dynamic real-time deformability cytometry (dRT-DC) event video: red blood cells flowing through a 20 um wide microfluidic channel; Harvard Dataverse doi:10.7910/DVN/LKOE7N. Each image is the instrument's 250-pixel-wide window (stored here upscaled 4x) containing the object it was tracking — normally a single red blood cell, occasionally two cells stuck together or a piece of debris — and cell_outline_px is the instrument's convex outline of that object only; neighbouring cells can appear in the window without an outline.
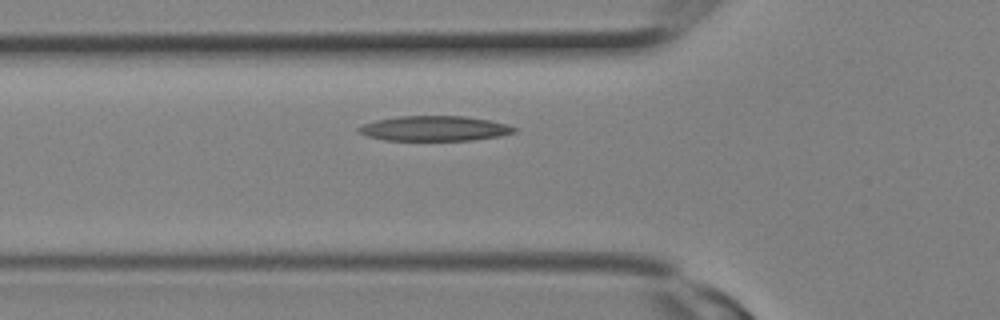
{"species": "Egyptian fruit bat (a non-hibernating species)", "species_latin": "Rousettus aegyptiacus", "temperature_condition": "room temperature", "stored_images_in_passage": 4, "camera_frame_rate_fps": 3000, "um_per_image_px": 0.085, "animal": {"sex": "female"}, "frame": {"image": 1, "passage_image": 2, "time_ms": 0.333, "image_size_px": [1000, 320], "cell_outline_px": [[516, 132], [500, 136], [472, 140], [384, 140], [368, 136], [356, 132], [356, 128], [364, 124], [376, 120], [400, 116], [464, 116], [488, 120], [508, 124], [516, 128]], "centroid_in_image_um": [36.92, 10.92], "position_along_channel_um": 88.9, "area_um2": 22.66}}
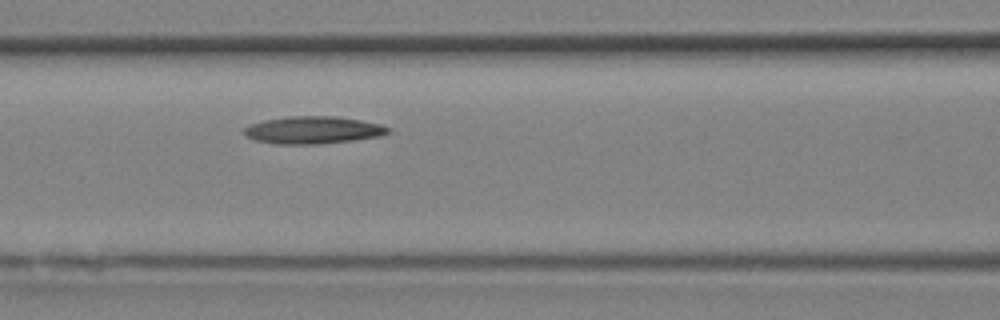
{"frame": {"image": 2, "passage_image": 4, "time_ms": 1.0, "image_size_px": [1000, 320], "cell_outline_px": [[392, 132], [380, 136], [352, 140], [320, 144], [272, 144], [256, 140], [244, 136], [244, 128], [248, 124], [264, 120], [288, 116], [336, 116], [360, 120], [380, 124], [392, 128]], "centroid_in_image_um": [26.6, 11.05], "position_along_channel_um": 140.0, "area_um2": 23.24}}